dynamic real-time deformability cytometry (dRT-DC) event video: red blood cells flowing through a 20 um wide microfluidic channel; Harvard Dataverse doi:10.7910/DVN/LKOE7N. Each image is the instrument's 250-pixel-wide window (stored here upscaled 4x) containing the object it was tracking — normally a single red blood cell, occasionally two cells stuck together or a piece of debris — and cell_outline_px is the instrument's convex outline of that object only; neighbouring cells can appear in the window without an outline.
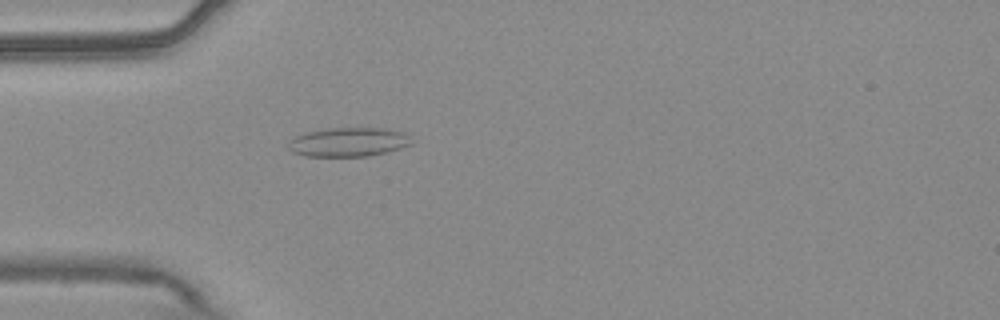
{"species": "common noctule bat (a hibernating species)", "species_latin": "Nyctalus noctula", "temperature_condition": "warm", "stored_images_in_passage": 41, "camera_frame_rate_fps": 3000, "um_per_image_px": 0.085, "animal": {"sex": "male", "body_mass_g": 20.4}, "frame": {"image": 1, "passage_image": 3, "time_ms": 0.667, "image_size_px": [1000, 320], "cell_outline_px": [[412, 144], [388, 152], [368, 156], [304, 156], [292, 152], [288, 148], [288, 144], [296, 136], [308, 132], [328, 128], [384, 128], [404, 132], [412, 140]], "centroid_in_image_um": [29.64, 12.08], "position_along_channel_um": 55.4, "area_um2": 20.81}}
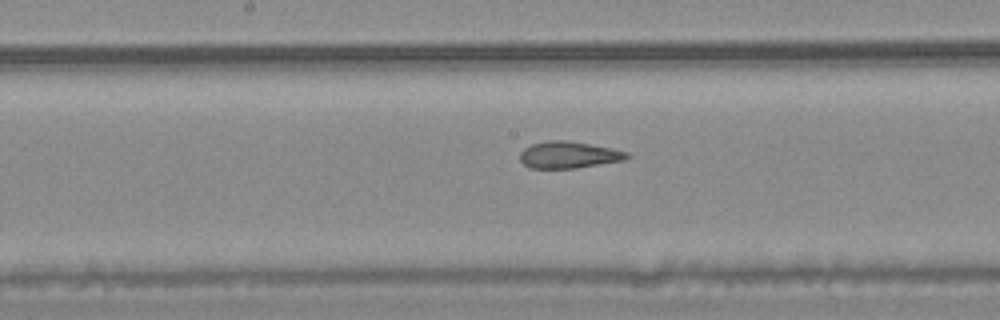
{"frame": {"image": 2, "passage_image": 15, "time_ms": 4.667, "image_size_px": [1000, 320], "cell_outline_px": [[632, 156], [628, 160], [576, 168], [528, 168], [520, 160], [520, 152], [524, 148], [532, 144], [548, 140], [568, 140], [612, 148], [628, 152]], "centroid_in_image_um": [48.39, 13.16], "position_along_channel_um": 199.8, "area_um2": 16.94}}
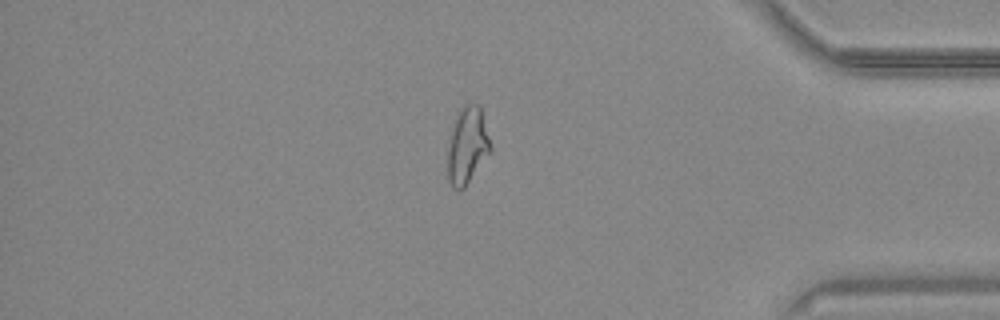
{"frame": {"image": 3, "passage_image": 33, "time_ms": 10.667, "image_size_px": [1000, 320], "cell_outline_px": [[492, 152], [464, 188], [452, 188], [448, 180], [448, 148], [456, 112], [464, 104], [472, 100], [480, 104], [492, 144]], "centroid_in_image_um": [39.76, 12.3], "position_along_channel_um": 395.4, "area_um2": 19.71}, "authors_computed_cell_mechanics": {"area_um2": 17.5712, "velocity_mm_per_s": 3.7444, "shape_relaxation_time_tau1_ms": null, "shape_relaxation_time_tau2_ms": 2.1291, "deformation_change_tau1": null, "deformation_change_tau2": 0.1028}}